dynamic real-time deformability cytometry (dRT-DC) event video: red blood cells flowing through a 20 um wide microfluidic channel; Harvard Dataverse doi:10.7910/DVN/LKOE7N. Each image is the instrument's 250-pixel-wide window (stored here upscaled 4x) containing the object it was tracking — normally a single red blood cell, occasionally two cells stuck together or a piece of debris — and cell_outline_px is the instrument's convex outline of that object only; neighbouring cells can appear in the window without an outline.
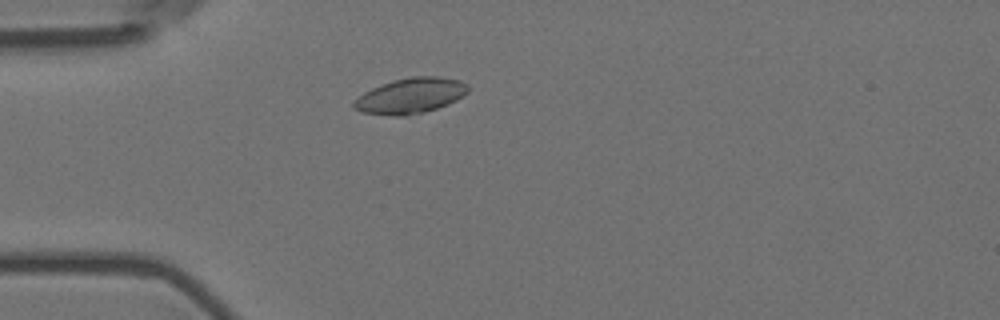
{"species": "Egyptian fruit bat (a non-hibernating species)", "species_latin": "Rousettus aegyptiacus", "temperature_condition": "room temperature", "stored_images_in_passage": 3, "camera_frame_rate_fps": 3000, "um_per_image_px": 0.085, "animal": {"sex": "female"}, "frame": {"image": 1, "passage_image": 3, "time_ms": 0.667, "image_size_px": [1000, 320], "cell_outline_px": [[468, 92], [456, 100], [448, 104], [424, 112], [404, 116], [392, 116], [360, 112], [352, 108], [352, 104], [364, 92], [372, 88], [392, 80], [412, 76], [436, 76], [460, 80], [468, 84]], "centroid_in_image_um": [34.88, 8.14], "position_along_channel_um": 50.1, "area_um2": 23.64}}